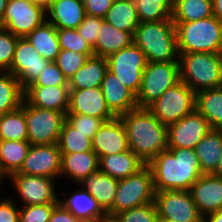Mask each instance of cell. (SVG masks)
I'll return each mask as SVG.
<instances>
[{"instance_id": "1", "label": "cell", "mask_w": 222, "mask_h": 222, "mask_svg": "<svg viewBox=\"0 0 222 222\" xmlns=\"http://www.w3.org/2000/svg\"><path fill=\"white\" fill-rule=\"evenodd\" d=\"M147 165L152 171L156 192L189 191L203 175L194 149L168 148Z\"/></svg>"}, {"instance_id": "2", "label": "cell", "mask_w": 222, "mask_h": 222, "mask_svg": "<svg viewBox=\"0 0 222 222\" xmlns=\"http://www.w3.org/2000/svg\"><path fill=\"white\" fill-rule=\"evenodd\" d=\"M125 127L129 150L146 165L168 149L167 126L148 108H135L119 117Z\"/></svg>"}, {"instance_id": "3", "label": "cell", "mask_w": 222, "mask_h": 222, "mask_svg": "<svg viewBox=\"0 0 222 222\" xmlns=\"http://www.w3.org/2000/svg\"><path fill=\"white\" fill-rule=\"evenodd\" d=\"M133 43L144 52L147 62H179L177 33L172 18L140 23L133 35Z\"/></svg>"}, {"instance_id": "4", "label": "cell", "mask_w": 222, "mask_h": 222, "mask_svg": "<svg viewBox=\"0 0 222 222\" xmlns=\"http://www.w3.org/2000/svg\"><path fill=\"white\" fill-rule=\"evenodd\" d=\"M179 54L180 80L195 93L222 86V53Z\"/></svg>"}, {"instance_id": "5", "label": "cell", "mask_w": 222, "mask_h": 222, "mask_svg": "<svg viewBox=\"0 0 222 222\" xmlns=\"http://www.w3.org/2000/svg\"><path fill=\"white\" fill-rule=\"evenodd\" d=\"M179 53H222V22L214 15L193 22H174Z\"/></svg>"}, {"instance_id": "6", "label": "cell", "mask_w": 222, "mask_h": 222, "mask_svg": "<svg viewBox=\"0 0 222 222\" xmlns=\"http://www.w3.org/2000/svg\"><path fill=\"white\" fill-rule=\"evenodd\" d=\"M155 194L152 171L145 165L137 173L119 180L113 206L106 213L108 221L119 212L154 202Z\"/></svg>"}, {"instance_id": "7", "label": "cell", "mask_w": 222, "mask_h": 222, "mask_svg": "<svg viewBox=\"0 0 222 222\" xmlns=\"http://www.w3.org/2000/svg\"><path fill=\"white\" fill-rule=\"evenodd\" d=\"M180 81L179 62H147L136 96L137 107L148 108L166 90Z\"/></svg>"}, {"instance_id": "8", "label": "cell", "mask_w": 222, "mask_h": 222, "mask_svg": "<svg viewBox=\"0 0 222 222\" xmlns=\"http://www.w3.org/2000/svg\"><path fill=\"white\" fill-rule=\"evenodd\" d=\"M196 93L183 81L166 90L148 109L168 126L195 110Z\"/></svg>"}, {"instance_id": "9", "label": "cell", "mask_w": 222, "mask_h": 222, "mask_svg": "<svg viewBox=\"0 0 222 222\" xmlns=\"http://www.w3.org/2000/svg\"><path fill=\"white\" fill-rule=\"evenodd\" d=\"M25 119L31 145H50L58 142L66 116L59 111L31 106L25 100Z\"/></svg>"}, {"instance_id": "10", "label": "cell", "mask_w": 222, "mask_h": 222, "mask_svg": "<svg viewBox=\"0 0 222 222\" xmlns=\"http://www.w3.org/2000/svg\"><path fill=\"white\" fill-rule=\"evenodd\" d=\"M46 15V9L32 0H9L0 27L18 38H25L47 21Z\"/></svg>"}, {"instance_id": "11", "label": "cell", "mask_w": 222, "mask_h": 222, "mask_svg": "<svg viewBox=\"0 0 222 222\" xmlns=\"http://www.w3.org/2000/svg\"><path fill=\"white\" fill-rule=\"evenodd\" d=\"M111 71L136 96L142 83L147 60L144 52L134 43L107 57Z\"/></svg>"}, {"instance_id": "12", "label": "cell", "mask_w": 222, "mask_h": 222, "mask_svg": "<svg viewBox=\"0 0 222 222\" xmlns=\"http://www.w3.org/2000/svg\"><path fill=\"white\" fill-rule=\"evenodd\" d=\"M155 205L159 218L177 222H203L190 191H160L155 194Z\"/></svg>"}, {"instance_id": "13", "label": "cell", "mask_w": 222, "mask_h": 222, "mask_svg": "<svg viewBox=\"0 0 222 222\" xmlns=\"http://www.w3.org/2000/svg\"><path fill=\"white\" fill-rule=\"evenodd\" d=\"M49 62L34 49L26 37L18 38L13 61L7 71L17 78L25 90L39 77Z\"/></svg>"}, {"instance_id": "14", "label": "cell", "mask_w": 222, "mask_h": 222, "mask_svg": "<svg viewBox=\"0 0 222 222\" xmlns=\"http://www.w3.org/2000/svg\"><path fill=\"white\" fill-rule=\"evenodd\" d=\"M210 130L208 121L195 109L167 126L168 148L195 149Z\"/></svg>"}, {"instance_id": "15", "label": "cell", "mask_w": 222, "mask_h": 222, "mask_svg": "<svg viewBox=\"0 0 222 222\" xmlns=\"http://www.w3.org/2000/svg\"><path fill=\"white\" fill-rule=\"evenodd\" d=\"M62 154L56 144L31 145L21 168L13 174L54 178L60 175Z\"/></svg>"}, {"instance_id": "16", "label": "cell", "mask_w": 222, "mask_h": 222, "mask_svg": "<svg viewBox=\"0 0 222 222\" xmlns=\"http://www.w3.org/2000/svg\"><path fill=\"white\" fill-rule=\"evenodd\" d=\"M10 177L25 206L59 203L54 178L25 174H11Z\"/></svg>"}, {"instance_id": "17", "label": "cell", "mask_w": 222, "mask_h": 222, "mask_svg": "<svg viewBox=\"0 0 222 222\" xmlns=\"http://www.w3.org/2000/svg\"><path fill=\"white\" fill-rule=\"evenodd\" d=\"M69 90L68 113L97 117L105 122L116 118L107 106L100 87Z\"/></svg>"}, {"instance_id": "18", "label": "cell", "mask_w": 222, "mask_h": 222, "mask_svg": "<svg viewBox=\"0 0 222 222\" xmlns=\"http://www.w3.org/2000/svg\"><path fill=\"white\" fill-rule=\"evenodd\" d=\"M189 191L198 211L203 217L222 208L221 176L203 174L191 186Z\"/></svg>"}, {"instance_id": "19", "label": "cell", "mask_w": 222, "mask_h": 222, "mask_svg": "<svg viewBox=\"0 0 222 222\" xmlns=\"http://www.w3.org/2000/svg\"><path fill=\"white\" fill-rule=\"evenodd\" d=\"M92 149L99 158L129 150L126 130L119 117L103 123L92 139Z\"/></svg>"}, {"instance_id": "20", "label": "cell", "mask_w": 222, "mask_h": 222, "mask_svg": "<svg viewBox=\"0 0 222 222\" xmlns=\"http://www.w3.org/2000/svg\"><path fill=\"white\" fill-rule=\"evenodd\" d=\"M69 86H28L24 99L34 107L52 109L65 116L69 110Z\"/></svg>"}, {"instance_id": "21", "label": "cell", "mask_w": 222, "mask_h": 222, "mask_svg": "<svg viewBox=\"0 0 222 222\" xmlns=\"http://www.w3.org/2000/svg\"><path fill=\"white\" fill-rule=\"evenodd\" d=\"M100 88L107 106L116 117L137 108L136 95L111 71L106 72Z\"/></svg>"}, {"instance_id": "22", "label": "cell", "mask_w": 222, "mask_h": 222, "mask_svg": "<svg viewBox=\"0 0 222 222\" xmlns=\"http://www.w3.org/2000/svg\"><path fill=\"white\" fill-rule=\"evenodd\" d=\"M46 12L57 29H77L86 16L83 0H54Z\"/></svg>"}, {"instance_id": "23", "label": "cell", "mask_w": 222, "mask_h": 222, "mask_svg": "<svg viewBox=\"0 0 222 222\" xmlns=\"http://www.w3.org/2000/svg\"><path fill=\"white\" fill-rule=\"evenodd\" d=\"M97 201L101 209L107 213L113 206L119 180L103 173L100 169L89 174L80 182Z\"/></svg>"}, {"instance_id": "24", "label": "cell", "mask_w": 222, "mask_h": 222, "mask_svg": "<svg viewBox=\"0 0 222 222\" xmlns=\"http://www.w3.org/2000/svg\"><path fill=\"white\" fill-rule=\"evenodd\" d=\"M59 203L83 222H109L96 199L86 190H77L66 201Z\"/></svg>"}, {"instance_id": "25", "label": "cell", "mask_w": 222, "mask_h": 222, "mask_svg": "<svg viewBox=\"0 0 222 222\" xmlns=\"http://www.w3.org/2000/svg\"><path fill=\"white\" fill-rule=\"evenodd\" d=\"M146 164L131 150L99 158V169L114 179L121 180L137 173Z\"/></svg>"}, {"instance_id": "26", "label": "cell", "mask_w": 222, "mask_h": 222, "mask_svg": "<svg viewBox=\"0 0 222 222\" xmlns=\"http://www.w3.org/2000/svg\"><path fill=\"white\" fill-rule=\"evenodd\" d=\"M108 71L106 57L93 55L68 80L69 89H87L101 87L102 80Z\"/></svg>"}, {"instance_id": "27", "label": "cell", "mask_w": 222, "mask_h": 222, "mask_svg": "<svg viewBox=\"0 0 222 222\" xmlns=\"http://www.w3.org/2000/svg\"><path fill=\"white\" fill-rule=\"evenodd\" d=\"M61 171L77 183L99 169V157L94 151L61 153Z\"/></svg>"}, {"instance_id": "28", "label": "cell", "mask_w": 222, "mask_h": 222, "mask_svg": "<svg viewBox=\"0 0 222 222\" xmlns=\"http://www.w3.org/2000/svg\"><path fill=\"white\" fill-rule=\"evenodd\" d=\"M96 45L93 47L96 56L108 57L112 53L118 52L133 44V34L119 30L113 25L102 22Z\"/></svg>"}, {"instance_id": "29", "label": "cell", "mask_w": 222, "mask_h": 222, "mask_svg": "<svg viewBox=\"0 0 222 222\" xmlns=\"http://www.w3.org/2000/svg\"><path fill=\"white\" fill-rule=\"evenodd\" d=\"M194 150L202 174H213L222 155V130L211 129Z\"/></svg>"}, {"instance_id": "30", "label": "cell", "mask_w": 222, "mask_h": 222, "mask_svg": "<svg viewBox=\"0 0 222 222\" xmlns=\"http://www.w3.org/2000/svg\"><path fill=\"white\" fill-rule=\"evenodd\" d=\"M195 109L208 121L211 129L222 130V86L197 92Z\"/></svg>"}, {"instance_id": "31", "label": "cell", "mask_w": 222, "mask_h": 222, "mask_svg": "<svg viewBox=\"0 0 222 222\" xmlns=\"http://www.w3.org/2000/svg\"><path fill=\"white\" fill-rule=\"evenodd\" d=\"M26 38L43 58L56 61L61 49L57 37V28L53 24L45 21L29 33Z\"/></svg>"}, {"instance_id": "32", "label": "cell", "mask_w": 222, "mask_h": 222, "mask_svg": "<svg viewBox=\"0 0 222 222\" xmlns=\"http://www.w3.org/2000/svg\"><path fill=\"white\" fill-rule=\"evenodd\" d=\"M104 20L133 35L140 24L134 0H114Z\"/></svg>"}, {"instance_id": "33", "label": "cell", "mask_w": 222, "mask_h": 222, "mask_svg": "<svg viewBox=\"0 0 222 222\" xmlns=\"http://www.w3.org/2000/svg\"><path fill=\"white\" fill-rule=\"evenodd\" d=\"M0 72V115H3L22 106L24 89L12 73Z\"/></svg>"}, {"instance_id": "34", "label": "cell", "mask_w": 222, "mask_h": 222, "mask_svg": "<svg viewBox=\"0 0 222 222\" xmlns=\"http://www.w3.org/2000/svg\"><path fill=\"white\" fill-rule=\"evenodd\" d=\"M30 146L29 141L0 140V166L8 177L21 168Z\"/></svg>"}, {"instance_id": "35", "label": "cell", "mask_w": 222, "mask_h": 222, "mask_svg": "<svg viewBox=\"0 0 222 222\" xmlns=\"http://www.w3.org/2000/svg\"><path fill=\"white\" fill-rule=\"evenodd\" d=\"M213 16L212 0H174L172 21L193 22Z\"/></svg>"}, {"instance_id": "36", "label": "cell", "mask_w": 222, "mask_h": 222, "mask_svg": "<svg viewBox=\"0 0 222 222\" xmlns=\"http://www.w3.org/2000/svg\"><path fill=\"white\" fill-rule=\"evenodd\" d=\"M0 140L28 141L25 99L18 109L0 115Z\"/></svg>"}, {"instance_id": "37", "label": "cell", "mask_w": 222, "mask_h": 222, "mask_svg": "<svg viewBox=\"0 0 222 222\" xmlns=\"http://www.w3.org/2000/svg\"><path fill=\"white\" fill-rule=\"evenodd\" d=\"M57 145L61 153L93 151L92 140L77 131L66 119L62 124Z\"/></svg>"}, {"instance_id": "38", "label": "cell", "mask_w": 222, "mask_h": 222, "mask_svg": "<svg viewBox=\"0 0 222 222\" xmlns=\"http://www.w3.org/2000/svg\"><path fill=\"white\" fill-rule=\"evenodd\" d=\"M140 23L172 17L174 0H134Z\"/></svg>"}, {"instance_id": "39", "label": "cell", "mask_w": 222, "mask_h": 222, "mask_svg": "<svg viewBox=\"0 0 222 222\" xmlns=\"http://www.w3.org/2000/svg\"><path fill=\"white\" fill-rule=\"evenodd\" d=\"M57 37L60 49L86 54L88 57L95 55L91 45L80 36L77 29H57Z\"/></svg>"}, {"instance_id": "40", "label": "cell", "mask_w": 222, "mask_h": 222, "mask_svg": "<svg viewBox=\"0 0 222 222\" xmlns=\"http://www.w3.org/2000/svg\"><path fill=\"white\" fill-rule=\"evenodd\" d=\"M155 202L131 208L114 215L109 222H158Z\"/></svg>"}, {"instance_id": "41", "label": "cell", "mask_w": 222, "mask_h": 222, "mask_svg": "<svg viewBox=\"0 0 222 222\" xmlns=\"http://www.w3.org/2000/svg\"><path fill=\"white\" fill-rule=\"evenodd\" d=\"M88 58L86 54L61 49L55 62L65 78L69 80L86 63Z\"/></svg>"}, {"instance_id": "42", "label": "cell", "mask_w": 222, "mask_h": 222, "mask_svg": "<svg viewBox=\"0 0 222 222\" xmlns=\"http://www.w3.org/2000/svg\"><path fill=\"white\" fill-rule=\"evenodd\" d=\"M66 120L76 128L77 131L86 134L91 140L105 122L101 118L76 113H67Z\"/></svg>"}, {"instance_id": "43", "label": "cell", "mask_w": 222, "mask_h": 222, "mask_svg": "<svg viewBox=\"0 0 222 222\" xmlns=\"http://www.w3.org/2000/svg\"><path fill=\"white\" fill-rule=\"evenodd\" d=\"M18 37L0 27V71H7L12 64Z\"/></svg>"}, {"instance_id": "44", "label": "cell", "mask_w": 222, "mask_h": 222, "mask_svg": "<svg viewBox=\"0 0 222 222\" xmlns=\"http://www.w3.org/2000/svg\"><path fill=\"white\" fill-rule=\"evenodd\" d=\"M30 86H68V80L55 61H50Z\"/></svg>"}, {"instance_id": "45", "label": "cell", "mask_w": 222, "mask_h": 222, "mask_svg": "<svg viewBox=\"0 0 222 222\" xmlns=\"http://www.w3.org/2000/svg\"><path fill=\"white\" fill-rule=\"evenodd\" d=\"M59 203L24 206L20 210V222H49L54 208Z\"/></svg>"}, {"instance_id": "46", "label": "cell", "mask_w": 222, "mask_h": 222, "mask_svg": "<svg viewBox=\"0 0 222 222\" xmlns=\"http://www.w3.org/2000/svg\"><path fill=\"white\" fill-rule=\"evenodd\" d=\"M104 21L102 17L87 15L84 21L77 27V31L93 48L96 45L99 28Z\"/></svg>"}, {"instance_id": "47", "label": "cell", "mask_w": 222, "mask_h": 222, "mask_svg": "<svg viewBox=\"0 0 222 222\" xmlns=\"http://www.w3.org/2000/svg\"><path fill=\"white\" fill-rule=\"evenodd\" d=\"M113 2L114 0H83L85 13L104 18Z\"/></svg>"}, {"instance_id": "48", "label": "cell", "mask_w": 222, "mask_h": 222, "mask_svg": "<svg viewBox=\"0 0 222 222\" xmlns=\"http://www.w3.org/2000/svg\"><path fill=\"white\" fill-rule=\"evenodd\" d=\"M0 222H20V210L12 199L0 201Z\"/></svg>"}, {"instance_id": "49", "label": "cell", "mask_w": 222, "mask_h": 222, "mask_svg": "<svg viewBox=\"0 0 222 222\" xmlns=\"http://www.w3.org/2000/svg\"><path fill=\"white\" fill-rule=\"evenodd\" d=\"M49 222H83L65 209L60 203L54 208Z\"/></svg>"}, {"instance_id": "50", "label": "cell", "mask_w": 222, "mask_h": 222, "mask_svg": "<svg viewBox=\"0 0 222 222\" xmlns=\"http://www.w3.org/2000/svg\"><path fill=\"white\" fill-rule=\"evenodd\" d=\"M213 15L222 22V0H212Z\"/></svg>"}, {"instance_id": "51", "label": "cell", "mask_w": 222, "mask_h": 222, "mask_svg": "<svg viewBox=\"0 0 222 222\" xmlns=\"http://www.w3.org/2000/svg\"><path fill=\"white\" fill-rule=\"evenodd\" d=\"M203 222H222V208L203 217Z\"/></svg>"}, {"instance_id": "52", "label": "cell", "mask_w": 222, "mask_h": 222, "mask_svg": "<svg viewBox=\"0 0 222 222\" xmlns=\"http://www.w3.org/2000/svg\"><path fill=\"white\" fill-rule=\"evenodd\" d=\"M8 0H0V22L3 19Z\"/></svg>"}, {"instance_id": "53", "label": "cell", "mask_w": 222, "mask_h": 222, "mask_svg": "<svg viewBox=\"0 0 222 222\" xmlns=\"http://www.w3.org/2000/svg\"><path fill=\"white\" fill-rule=\"evenodd\" d=\"M32 1L47 9L54 0H32Z\"/></svg>"}, {"instance_id": "54", "label": "cell", "mask_w": 222, "mask_h": 222, "mask_svg": "<svg viewBox=\"0 0 222 222\" xmlns=\"http://www.w3.org/2000/svg\"><path fill=\"white\" fill-rule=\"evenodd\" d=\"M213 175L222 177V155L220 157L219 163H218L217 168H216L215 172L213 173Z\"/></svg>"}, {"instance_id": "55", "label": "cell", "mask_w": 222, "mask_h": 222, "mask_svg": "<svg viewBox=\"0 0 222 222\" xmlns=\"http://www.w3.org/2000/svg\"><path fill=\"white\" fill-rule=\"evenodd\" d=\"M158 222H177V221L165 219V218H159Z\"/></svg>"}, {"instance_id": "56", "label": "cell", "mask_w": 222, "mask_h": 222, "mask_svg": "<svg viewBox=\"0 0 222 222\" xmlns=\"http://www.w3.org/2000/svg\"><path fill=\"white\" fill-rule=\"evenodd\" d=\"M4 175L6 174L2 171L1 166H0V184Z\"/></svg>"}]
</instances>
